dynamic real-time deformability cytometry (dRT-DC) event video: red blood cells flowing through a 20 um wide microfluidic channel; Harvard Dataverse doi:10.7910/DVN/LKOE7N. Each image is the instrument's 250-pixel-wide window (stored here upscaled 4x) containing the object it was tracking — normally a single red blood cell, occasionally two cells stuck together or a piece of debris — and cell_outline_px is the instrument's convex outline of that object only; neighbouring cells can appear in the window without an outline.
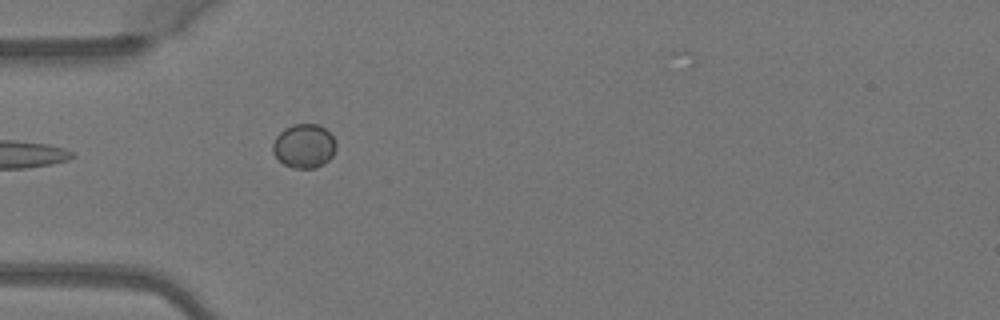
{"species": "Egyptian fruit bat (a non-hibernating species)", "species_latin": "Rousettus aegyptiacus", "temperature_condition": "warm", "stored_images_in_passage": 6, "camera_frame_rate_fps": 3000, "um_per_image_px": 0.085, "animal": {"sex": "female"}, "frame": {"image": 1, "passage_image": 5, "time_ms": 1.333, "image_size_px": [1000, 320], "cell_outline_px": [[336, 148], [332, 156], [324, 164], [316, 168], [292, 168], [284, 164], [272, 152], [272, 144], [276, 136], [284, 128], [292, 124], [316, 124], [324, 128], [336, 140]], "centroid_in_image_um": [25.84, 12.41], "position_along_channel_um": 59.2, "area_um2": 16.3}}